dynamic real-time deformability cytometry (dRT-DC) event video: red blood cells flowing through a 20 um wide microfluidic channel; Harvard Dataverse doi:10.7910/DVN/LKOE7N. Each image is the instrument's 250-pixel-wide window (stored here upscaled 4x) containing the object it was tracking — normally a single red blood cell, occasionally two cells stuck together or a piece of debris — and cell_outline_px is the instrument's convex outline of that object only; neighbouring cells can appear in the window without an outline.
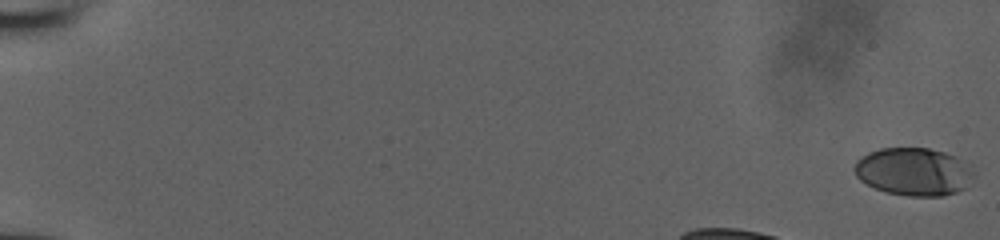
{"species": "human", "species_latin": "Homo sapiens", "temperature_condition": "room temperature", "stored_images_in_passage": 39, "camera_frame_rate_fps": 3000, "um_per_image_px": 0.085, "donor": {"sex": "male"}, "frame": {"image": 1, "passage_image": 1, "time_ms": 0.0, "image_size_px": [1000, 240], "cell_outline_px": [[976, 176], [964, 188], [956, 192], [944, 196], [908, 196], [888, 192], [876, 188], [860, 180], [856, 176], [852, 168], [856, 160], [868, 152], [880, 148], [928, 148], [944, 152], [956, 156], [972, 164], [976, 172]], "centroid_in_image_um": [77.71, 14.58], "position_along_channel_um": 7.3, "area_um2": 33.81}}
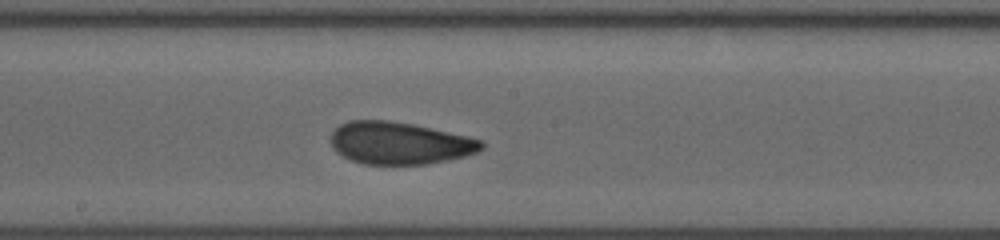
{"frame": {"image": 2, "passage_image": 25, "time_ms": 8.0, "image_size_px": [1000, 240], "cell_outline_px": [[484, 148], [476, 152], [464, 156], [448, 160], [428, 164], [364, 164], [352, 160], [336, 152], [332, 148], [332, 132], [340, 124], [348, 120], [384, 120], [412, 124], [468, 136], [484, 140]], "centroid_in_image_um": [33.97, 12.16], "position_along_channel_um": 214.2, "area_um2": 37.05}}
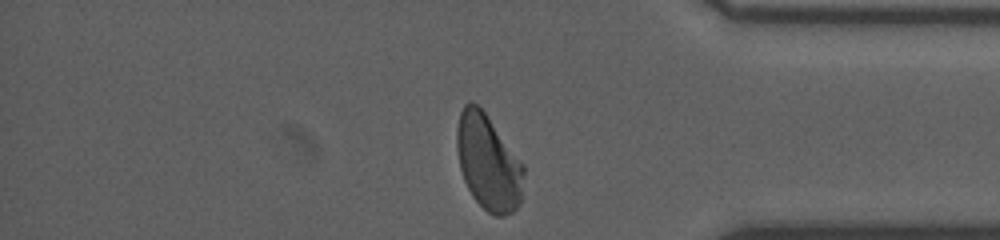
{"frame": {"image": 3, "passage_image": 39, "time_ms": 12.667, "image_size_px": [1000, 240], "cell_outline_px": [[524, 172], [520, 204], [512, 212], [504, 216], [496, 216], [488, 212], [472, 196], [464, 180], [460, 168], [456, 148], [456, 128], [460, 112], [464, 104], [472, 100], [484, 112], [524, 164]], "centroid_in_image_um": [41.49, 13.8], "position_along_channel_um": 393.7, "area_um2": 37.17}}